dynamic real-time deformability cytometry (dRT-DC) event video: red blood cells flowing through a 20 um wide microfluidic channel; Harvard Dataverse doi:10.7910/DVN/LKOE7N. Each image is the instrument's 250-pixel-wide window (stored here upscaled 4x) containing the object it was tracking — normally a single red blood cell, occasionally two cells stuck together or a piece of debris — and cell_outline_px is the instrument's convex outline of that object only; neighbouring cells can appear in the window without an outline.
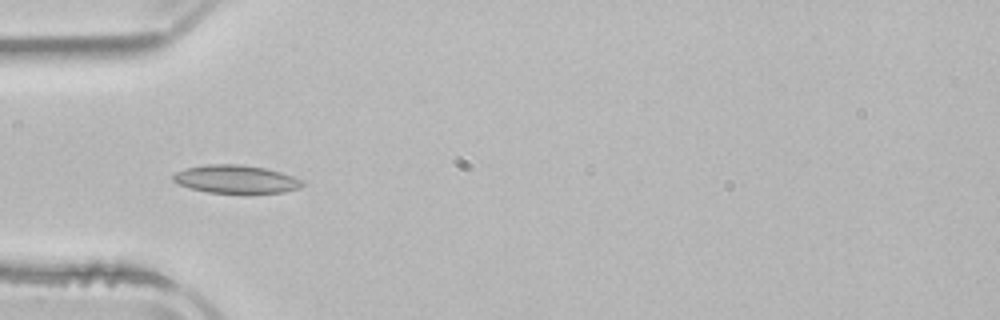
{"species": "common noctule bat (a hibernating species)", "species_latin": "Nyctalus noctula", "temperature_condition": "room temperature", "stored_images_in_passage": 5, "camera_frame_rate_fps": 3000, "um_per_image_px": 0.085, "animal": {"sex": "male", "body_mass_g": 21.5, "forearm_length_mm": 52.0}, "frame": {"image": 1, "passage_image": 4, "time_ms": 3.333, "image_size_px": [1000, 320], "cell_outline_px": [[304, 184], [300, 188], [284, 192], [244, 196], [208, 192], [192, 188], [180, 184], [172, 180], [172, 176], [176, 172], [188, 168], [208, 164], [240, 164], [264, 168], [280, 172], [292, 176], [300, 180]], "centroid_in_image_um": [20.09, 15.28], "position_along_channel_um": 64.9, "area_um2": 21.73}}
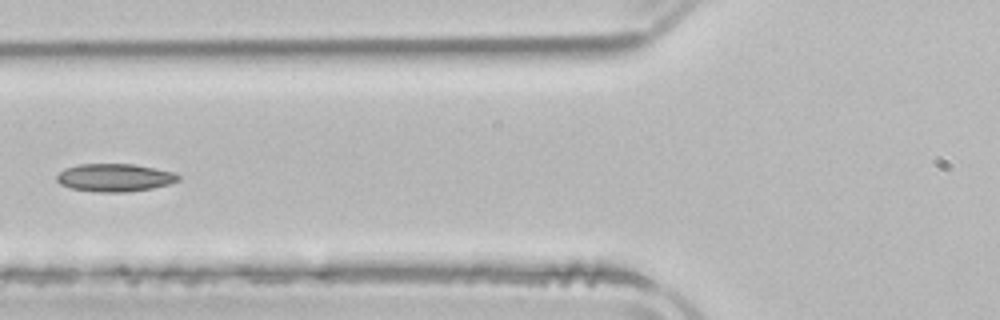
{"frame": {"image": 2, "passage_image": 5, "time_ms": 4.667, "image_size_px": [1000, 320], "cell_outline_px": [[180, 180], [168, 184], [152, 188], [128, 192], [96, 192], [72, 188], [60, 184], [56, 180], [56, 176], [64, 168], [80, 164], [136, 164], [176, 172], [180, 176]], "centroid_in_image_um": [9.77, 15.09], "position_along_channel_um": 116.0, "area_um2": 19.88}}